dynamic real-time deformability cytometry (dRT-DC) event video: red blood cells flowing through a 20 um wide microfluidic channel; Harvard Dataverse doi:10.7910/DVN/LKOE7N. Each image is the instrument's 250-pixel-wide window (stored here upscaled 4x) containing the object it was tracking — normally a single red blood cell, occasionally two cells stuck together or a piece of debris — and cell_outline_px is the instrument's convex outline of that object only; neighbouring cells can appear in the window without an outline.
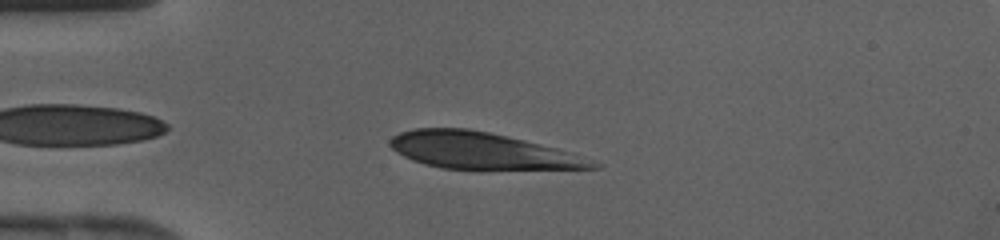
{"species": "human", "species_latin": "Homo sapiens", "temperature_condition": "cold", "stored_images_in_passage": 35, "camera_frame_rate_fps": 3000, "um_per_image_px": 0.085, "donor": {"sex": "female"}, "frame": {"image": 1, "passage_image": 4, "time_ms": 1.0, "image_size_px": [1000, 240], "cell_outline_px": [[604, 164], [600, 168], [480, 172], [440, 168], [424, 164], [412, 160], [396, 152], [388, 144], [388, 140], [392, 136], [400, 132], [416, 128], [468, 128], [488, 132], [524, 140], [556, 148]], "centroid_in_image_um": [40.99, 12.88], "position_along_channel_um": 44.0, "area_um2": 44.74}}
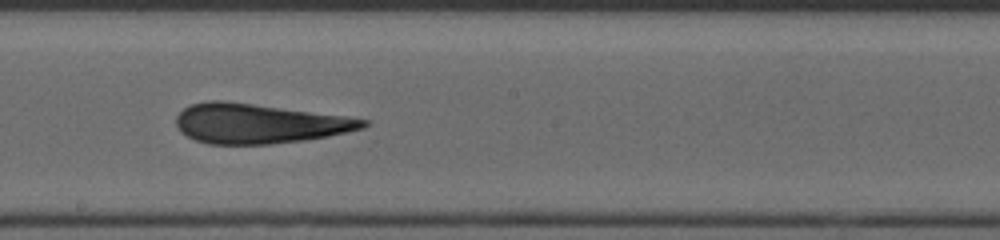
{"frame": {"image": 2, "passage_image": 17, "time_ms": 5.333, "image_size_px": [1000, 240], "cell_outline_px": [[372, 120], [364, 128], [348, 132], [328, 136], [304, 140], [268, 144], [208, 144], [196, 140], [180, 132], [176, 124], [176, 116], [184, 108], [192, 104], [208, 100], [220, 100], [252, 104], [344, 116]], "centroid_in_image_um": [22.0, 10.51], "position_along_channel_um": 226.2, "area_um2": 42.95}}
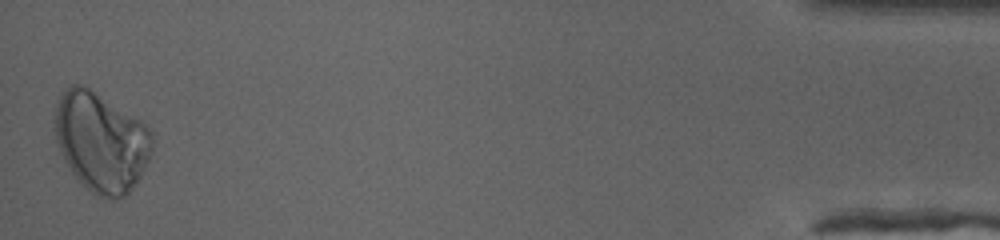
{"frame": {"image": 3, "passage_image": 35, "time_ms": 11.333, "image_size_px": [1000, 240], "cell_outline_px": [[152, 148], [148, 160], [140, 176], [132, 188], [120, 200], [108, 200], [96, 196], [72, 172], [64, 160], [56, 140], [52, 128], [52, 112], [56, 100], [72, 84], [84, 84], [144, 120], [152, 132]], "centroid_in_image_um": [8.57, 12.01], "position_along_channel_um": 426.6, "area_um2": 57.57}}